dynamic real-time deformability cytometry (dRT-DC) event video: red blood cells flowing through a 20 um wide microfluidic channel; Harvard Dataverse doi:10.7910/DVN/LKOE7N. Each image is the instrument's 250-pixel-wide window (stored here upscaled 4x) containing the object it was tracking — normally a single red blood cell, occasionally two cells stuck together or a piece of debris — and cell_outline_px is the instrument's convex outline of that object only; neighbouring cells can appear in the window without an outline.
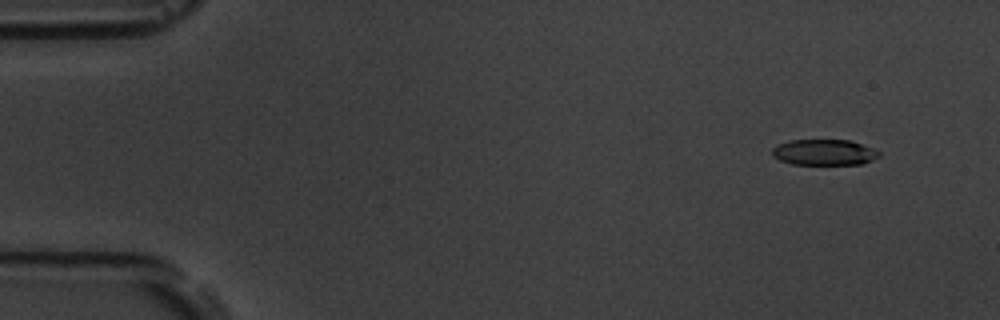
{"species": "common noctule bat (a hibernating species)", "species_latin": "Nyctalus noctula", "temperature_condition": "room temperature", "stored_images_in_passage": 6, "camera_frame_rate_fps": 3000, "um_per_image_px": 0.085, "animal": {"sex": "male", "body_mass_g": 19.5, "forearm_length_mm": 54.6}, "frame": {"image": 1, "passage_image": 2, "time_ms": 1.0, "image_size_px": [1000, 320], "cell_outline_px": [[880, 156], [872, 160], [860, 164], [792, 164], [780, 160], [772, 156], [772, 148], [776, 144], [788, 140], [848, 140], [872, 148], [880, 152]], "centroid_in_image_um": [70.01, 12.94], "position_along_channel_um": 15.0, "area_um2": 16.07}}